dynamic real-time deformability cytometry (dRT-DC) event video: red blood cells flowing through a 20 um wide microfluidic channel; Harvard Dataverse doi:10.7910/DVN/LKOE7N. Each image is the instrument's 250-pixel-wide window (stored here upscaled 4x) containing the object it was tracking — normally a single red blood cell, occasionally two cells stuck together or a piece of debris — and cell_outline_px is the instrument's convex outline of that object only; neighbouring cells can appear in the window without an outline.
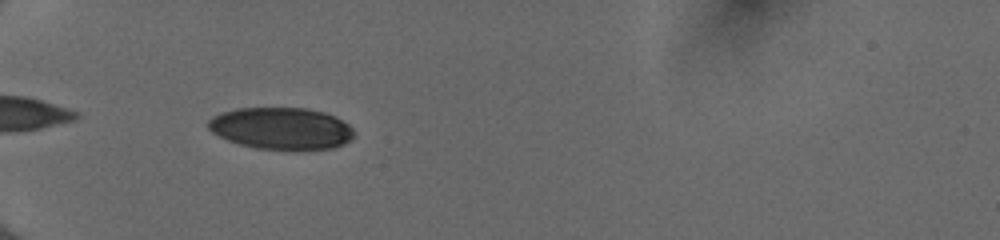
{"species": "human", "species_latin": "Homo sapiens", "temperature_condition": "cold", "stored_images_in_passage": 37, "camera_frame_rate_fps": 3000, "um_per_image_px": 0.085, "donor": {"sex": "female"}, "frame": {"image": 1, "passage_image": 3, "time_ms": 0.667, "image_size_px": [1000, 240], "cell_outline_px": [[352, 136], [344, 144], [332, 148], [256, 148], [240, 144], [228, 140], [212, 132], [208, 128], [208, 120], [212, 116], [236, 108], [308, 108], [324, 112], [336, 116], [348, 124], [352, 128]], "centroid_in_image_um": [23.89, 10.88], "position_along_channel_um": 61.1, "area_um2": 35.03}}
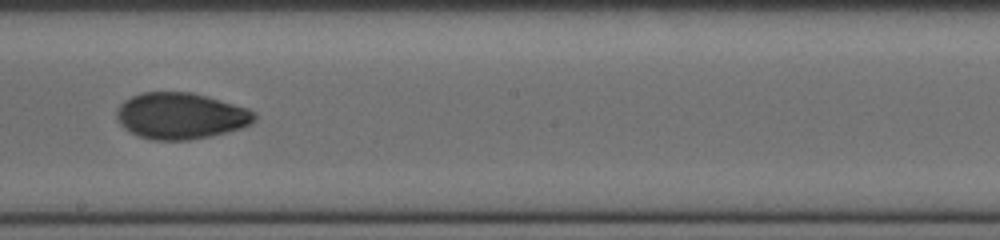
{"frame": {"image": 2, "passage_image": 17, "time_ms": 5.333, "image_size_px": [1000, 240], "cell_outline_px": [[256, 120], [252, 124], [244, 128], [228, 132], [188, 140], [152, 140], [136, 136], [128, 132], [116, 120], [116, 112], [120, 104], [124, 100], [132, 96], [144, 92], [192, 92], [248, 108], [256, 116]], "centroid_in_image_um": [15.34, 9.86], "position_along_channel_um": 232.9, "area_um2": 37.45}}
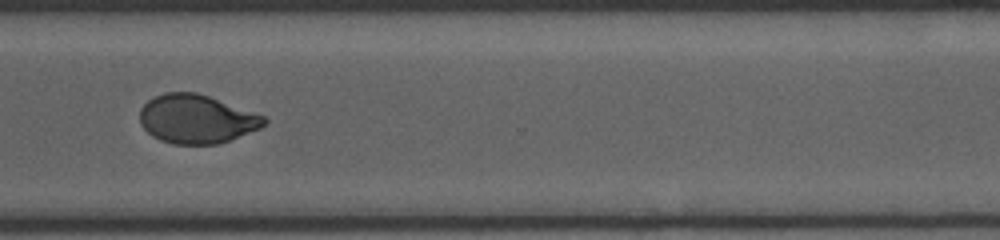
{"frame": {"image": 3, "passage_image": 26, "time_ms": 8.333, "image_size_px": [1000, 240], "cell_outline_px": [[268, 120], [260, 128], [220, 144], [172, 144], [160, 140], [152, 136], [140, 124], [140, 108], [148, 100], [164, 92], [196, 92], [208, 96], [264, 116]], "centroid_in_image_um": [16.68, 10.12], "position_along_channel_um": 353.9, "area_um2": 35.14}, "authors_computed_cell_mechanics": {"area_um2": 36.2984, "velocity_mm_per_s": 4.0462, "shape_relaxation_time_tau1_ms": 5.7685, "shape_relaxation_time_tau2_ms": 1.272, "deformation_change_tau1": 0.1669, "deformation_change_tau2": 0.0474}}